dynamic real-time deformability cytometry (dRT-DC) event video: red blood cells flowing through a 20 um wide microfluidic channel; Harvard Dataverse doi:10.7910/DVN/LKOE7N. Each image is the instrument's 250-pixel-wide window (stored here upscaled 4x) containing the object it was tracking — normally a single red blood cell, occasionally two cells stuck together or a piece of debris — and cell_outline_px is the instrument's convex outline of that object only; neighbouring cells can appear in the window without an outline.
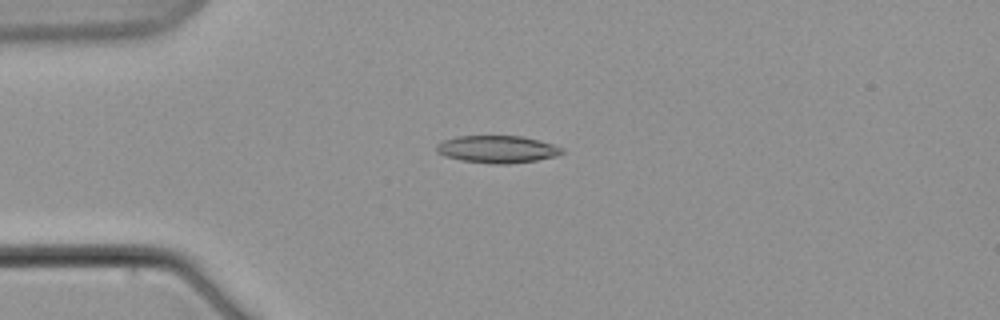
{"species": "common noctule bat (a hibernating species)", "species_latin": "Nyctalus noctula", "temperature_condition": "warm", "stored_images_in_passage": 7, "camera_frame_rate_fps": 3000, "um_per_image_px": 0.085, "animal": {"sex": "male", "body_mass_g": 21.5, "forearm_length_mm": 52.0}, "frame": {"image": 1, "passage_image": 5, "time_ms": 4.667, "image_size_px": [1000, 320], "cell_outline_px": [[564, 152], [556, 156], [536, 160], [508, 164], [492, 164], [460, 160], [444, 156], [436, 152], [436, 144], [444, 140], [456, 136], [520, 136], [552, 144], [564, 148]], "centroid_in_image_um": [42.23, 12.69], "position_along_channel_um": 42.8, "area_um2": 20.0}}
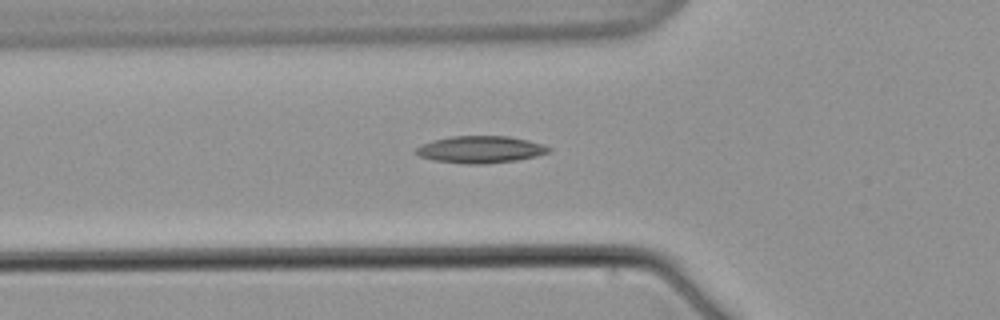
{"frame": {"image": 2, "passage_image": 7, "time_ms": 7.0, "image_size_px": [1000, 320], "cell_outline_px": [[552, 148], [548, 152], [536, 156], [516, 160], [484, 164], [468, 164], [432, 160], [420, 156], [412, 152], [416, 148], [432, 140], [452, 136], [508, 136], [528, 140]], "centroid_in_image_um": [40.8, 12.71], "position_along_channel_um": 85.0, "area_um2": 20.81}}